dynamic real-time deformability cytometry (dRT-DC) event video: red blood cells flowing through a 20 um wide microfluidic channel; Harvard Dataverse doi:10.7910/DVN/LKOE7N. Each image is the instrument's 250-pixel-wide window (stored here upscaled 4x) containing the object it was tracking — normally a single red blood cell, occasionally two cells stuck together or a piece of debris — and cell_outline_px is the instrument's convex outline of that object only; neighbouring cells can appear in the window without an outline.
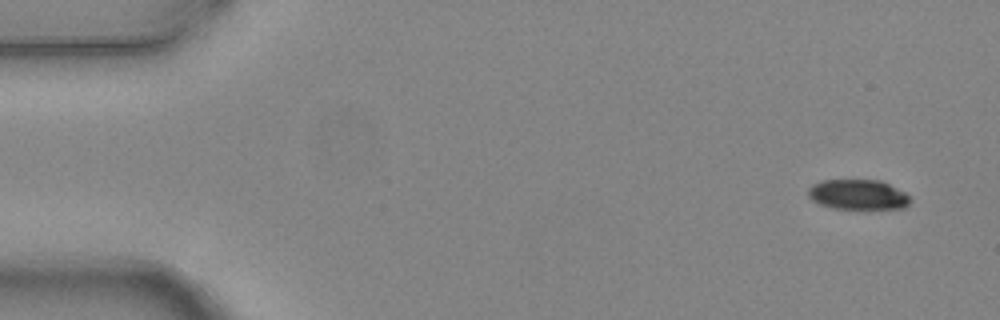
{"species": "common noctule bat (a hibernating species)", "species_latin": "Nyctalus noctula", "temperature_condition": "warm", "stored_images_in_passage": 5, "camera_frame_rate_fps": 3000, "um_per_image_px": 0.085, "animal": {"sex": "female", "body_mass_g": 24.6, "forearm_length_mm": 56.2}, "frame": {"image": 1, "passage_image": 1, "time_ms": 0.0, "image_size_px": [1000, 320], "cell_outline_px": [[912, 200], [904, 208], [832, 208], [820, 204], [812, 200], [808, 196], [808, 188], [812, 184], [820, 180], [880, 180], [904, 192]], "centroid_in_image_um": [72.89, 16.53], "position_along_channel_um": 12.1, "area_um2": 17.74}}
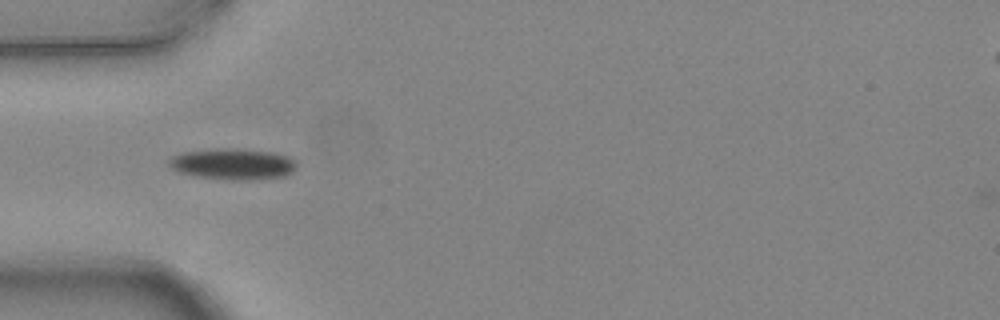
{"frame": {"image": 2, "passage_image": 5, "time_ms": 1.333, "image_size_px": [1000, 320], "cell_outline_px": [[296, 168], [292, 172], [284, 176], [252, 180], [232, 180], [196, 176], [176, 172], [168, 164], [168, 160], [172, 156], [184, 152], [216, 148], [236, 148], [272, 152], [288, 156], [296, 160]], "centroid_in_image_um": [19.79, 13.94], "position_along_channel_um": 65.2, "area_um2": 23.35}}